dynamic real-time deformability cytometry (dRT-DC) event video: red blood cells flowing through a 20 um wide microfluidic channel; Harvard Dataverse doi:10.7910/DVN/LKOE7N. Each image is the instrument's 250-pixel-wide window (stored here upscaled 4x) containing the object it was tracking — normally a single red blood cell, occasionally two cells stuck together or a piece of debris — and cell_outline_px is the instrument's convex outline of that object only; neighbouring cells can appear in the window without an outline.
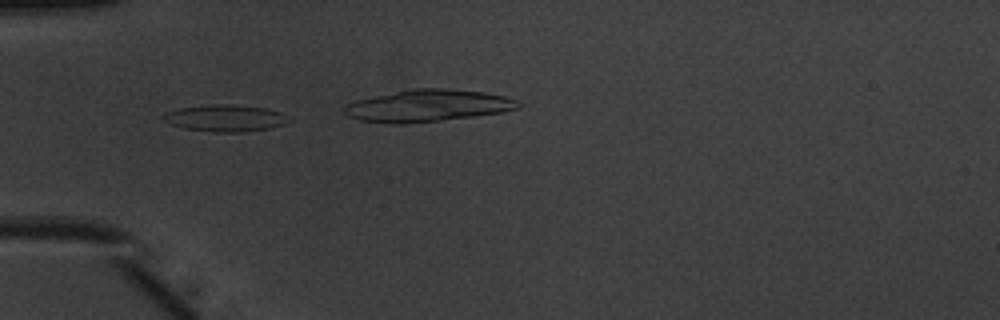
{"species": "common noctule bat (a hibernating species)", "species_latin": "Nyctalus noctula", "temperature_condition": "warm", "stored_images_in_passage": 34, "camera_frame_rate_fps": 3000, "um_per_image_px": 0.085, "animal": {"sex": "male", "body_mass_g": 20.1, "forearm_length_mm": 53.5}, "frame": {"image": 1, "passage_image": 10, "time_ms": 3.0, "image_size_px": [1000, 320], "cell_outline_px": [[292, 120], [284, 124], [268, 128], [244, 132], [216, 132], [184, 128], [172, 124], [164, 120], [160, 116], [164, 112], [180, 108], [216, 104], [232, 104], [268, 108], [280, 112], [288, 116]], "centroid_in_image_um": [19.17, 10.03], "position_along_channel_um": 65.8, "area_um2": 19.59}}
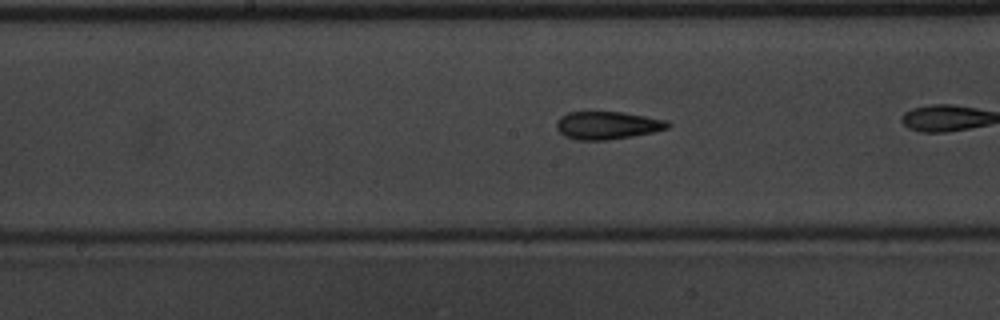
{"frame": {"image": 2, "passage_image": 20, "time_ms": 6.333, "image_size_px": [1000, 320], "cell_outline_px": [[672, 124], [668, 128], [656, 132], [608, 140], [576, 140], [564, 136], [556, 128], [556, 120], [560, 116], [568, 112], [620, 112], [668, 120]], "centroid_in_image_um": [51.63, 10.66], "position_along_channel_um": 196.6, "area_um2": 18.21}}